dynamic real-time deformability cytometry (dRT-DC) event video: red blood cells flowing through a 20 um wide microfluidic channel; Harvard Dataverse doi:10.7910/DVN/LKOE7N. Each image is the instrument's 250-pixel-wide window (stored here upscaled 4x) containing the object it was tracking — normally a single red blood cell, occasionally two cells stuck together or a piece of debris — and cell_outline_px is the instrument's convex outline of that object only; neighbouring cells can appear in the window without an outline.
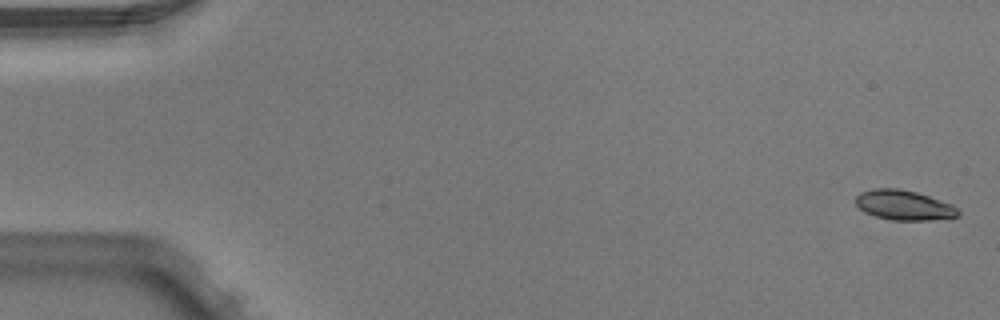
{"species": "Egyptian fruit bat (a non-hibernating species)", "species_latin": "Rousettus aegyptiacus", "temperature_condition": "warm", "stored_images_in_passage": 4, "camera_frame_rate_fps": 3000, "um_per_image_px": 0.085, "animal": {"sex": "male"}, "frame": {"image": 1, "passage_image": 1, "time_ms": 0.0, "image_size_px": [1000, 320], "cell_outline_px": [[960, 216], [928, 220], [892, 220], [876, 216], [864, 212], [856, 204], [856, 196], [860, 192], [872, 188], [900, 188], [916, 192], [952, 204], [960, 212]], "centroid_in_image_um": [76.82, 17.43], "position_along_channel_um": 8.2, "area_um2": 17.8}}
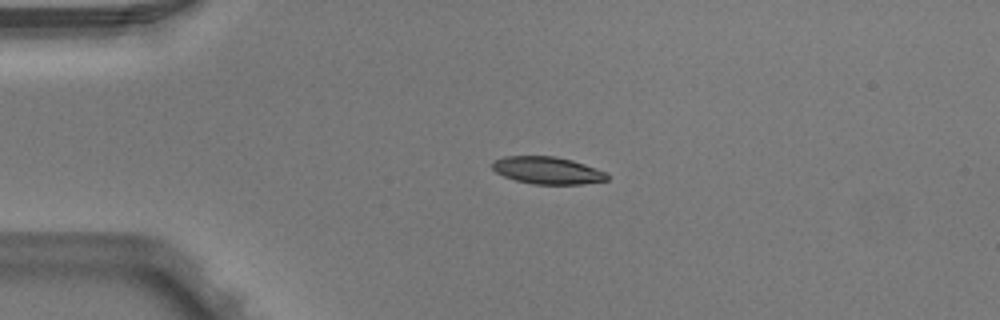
{"frame": {"image": 2, "passage_image": 4, "time_ms": 1.0, "image_size_px": [1000, 320], "cell_outline_px": [[608, 180], [580, 184], [532, 184], [516, 180], [504, 176], [496, 172], [492, 168], [492, 164], [496, 160], [504, 156], [556, 156], [572, 160], [608, 172]], "centroid_in_image_um": [46.56, 14.48], "position_along_channel_um": 38.4, "area_um2": 18.21}}